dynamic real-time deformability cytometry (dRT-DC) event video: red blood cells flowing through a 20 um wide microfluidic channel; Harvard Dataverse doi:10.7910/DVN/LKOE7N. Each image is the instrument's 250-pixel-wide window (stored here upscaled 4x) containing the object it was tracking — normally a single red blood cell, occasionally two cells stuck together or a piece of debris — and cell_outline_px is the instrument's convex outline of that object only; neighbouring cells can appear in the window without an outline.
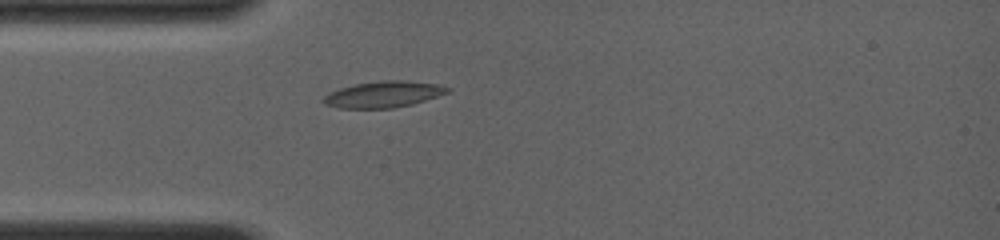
{"species": "common noctule bat (a hibernating species)", "species_latin": "Nyctalus noctula", "temperature_condition": "room temperature", "stored_images_in_passage": 4, "camera_frame_rate_fps": 4000, "um_per_image_px": 0.085, "animal": {"sex": "female", "body_mass_g": 19.0, "forearm_length_mm": 56.7}, "frame": {"image": 1, "passage_image": 4, "time_ms": 3.75, "image_size_px": [1000, 240], "cell_outline_px": [[452, 92], [412, 104], [392, 108], [336, 108], [324, 104], [320, 100], [328, 92], [340, 88], [356, 84], [380, 80], [408, 80], [436, 84], [452, 88]], "centroid_in_image_um": [32.6, 8.02], "position_along_channel_um": 52.4, "area_um2": 19.25}}